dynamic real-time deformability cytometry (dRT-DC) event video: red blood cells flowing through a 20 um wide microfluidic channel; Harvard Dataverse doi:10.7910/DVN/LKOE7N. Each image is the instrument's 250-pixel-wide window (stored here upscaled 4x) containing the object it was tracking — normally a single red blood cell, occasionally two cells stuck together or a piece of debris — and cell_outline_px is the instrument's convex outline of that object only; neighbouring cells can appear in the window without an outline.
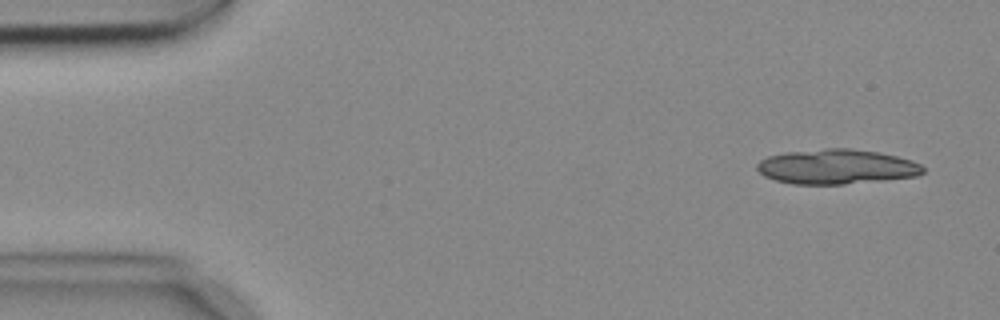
{"species": "common noctule bat (a hibernating species)", "species_latin": "Nyctalus noctula", "temperature_condition": "cold", "stored_images_in_passage": 7, "segment_of_instrument_passage": [1, 2], "camera_frame_rate_fps": 3000, "um_per_image_px": 0.085, "animal": {"sex": "female", "body_mass_g": 18.4}, "frame": {"image": 1, "passage_image": 1, "time_ms": 0.0, "image_size_px": [1000, 320], "cell_outline_px": [[924, 172], [916, 176], [844, 184], [792, 184], [776, 180], [764, 176], [756, 168], [756, 164], [760, 160], [768, 156], [784, 152], [824, 148], [852, 148], [880, 152], [912, 160], [920, 164], [924, 168]], "centroid_in_image_um": [71.08, 14.16], "position_along_channel_um": 13.9, "area_um2": 33.76}}